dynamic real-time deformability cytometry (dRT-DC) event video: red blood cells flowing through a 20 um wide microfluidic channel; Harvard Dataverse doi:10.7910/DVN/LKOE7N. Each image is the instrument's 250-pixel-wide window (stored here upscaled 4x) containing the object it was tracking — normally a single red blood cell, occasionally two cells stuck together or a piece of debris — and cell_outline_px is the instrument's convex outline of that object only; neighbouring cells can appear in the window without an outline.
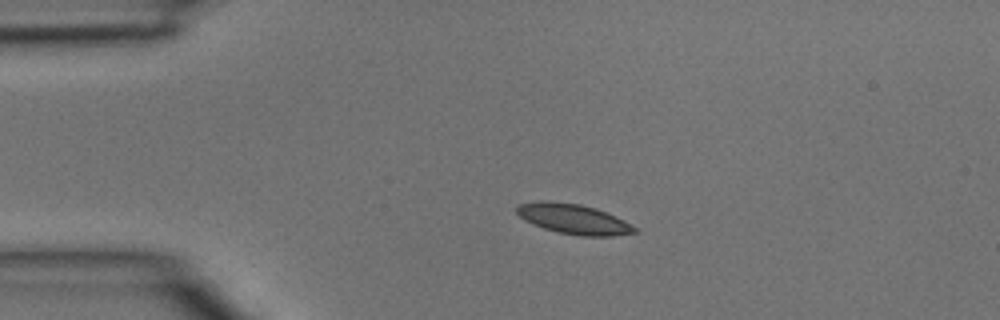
{"species": "common noctule bat (a hibernating species)", "species_latin": "Nyctalus noctula", "temperature_condition": "room temperature", "stored_images_in_passage": 3, "camera_frame_rate_fps": 3000, "um_per_image_px": 0.085, "animal": {"sex": "male", "body_mass_g": 15.6}, "frame": {"image": 1, "passage_image": 1, "time_ms": 0.0, "image_size_px": [1000, 320], "cell_outline_px": [[640, 232], [612, 236], [580, 236], [560, 232], [544, 228], [532, 224], [524, 220], [516, 212], [516, 204], [540, 200], [548, 200], [580, 204], [596, 208], [616, 216], [624, 220], [636, 228]], "centroid_in_image_um": [48.74, 18.6], "position_along_channel_um": 36.3, "area_um2": 20.81}}